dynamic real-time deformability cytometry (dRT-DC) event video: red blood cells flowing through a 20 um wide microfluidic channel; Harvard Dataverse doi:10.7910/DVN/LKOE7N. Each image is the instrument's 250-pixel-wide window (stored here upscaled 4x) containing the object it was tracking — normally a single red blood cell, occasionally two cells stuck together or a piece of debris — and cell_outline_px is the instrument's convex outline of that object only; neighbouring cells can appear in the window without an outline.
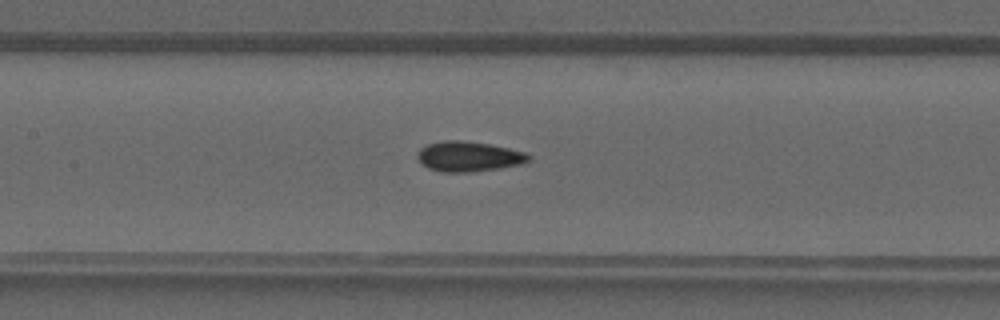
{"species": "common noctule bat (a hibernating species)", "species_latin": "Nyctalus noctula", "temperature_condition": "warm", "stored_images_in_passage": 32, "camera_frame_rate_fps": 3000, "um_per_image_px": 0.085, "animal": {"sex": "male", "forearm_length_mm": 52.5}, "frame": {"image": 1, "passage_image": 19, "time_ms": 6.0, "image_size_px": [1000, 320], "cell_outline_px": [[532, 156], [528, 160], [520, 164], [496, 168], [468, 172], [440, 172], [428, 168], [416, 156], [420, 148], [428, 144], [444, 140], [460, 140], [488, 144], [508, 148], [524, 152]], "centroid_in_image_um": [39.8, 13.29], "position_along_channel_um": 167.6, "area_um2": 19.19}}
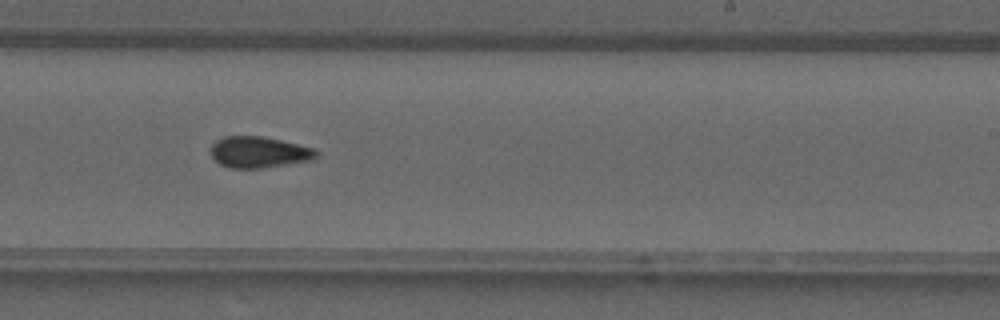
{"frame": {"image": 2, "passage_image": 25, "time_ms": 8.0, "image_size_px": [1000, 320], "cell_outline_px": [[320, 152], [312, 160], [260, 168], [228, 168], [220, 164], [212, 156], [212, 144], [216, 140], [224, 136], [264, 136], [312, 148]], "centroid_in_image_um": [21.99, 12.93], "position_along_channel_um": 267.0, "area_um2": 19.02}}
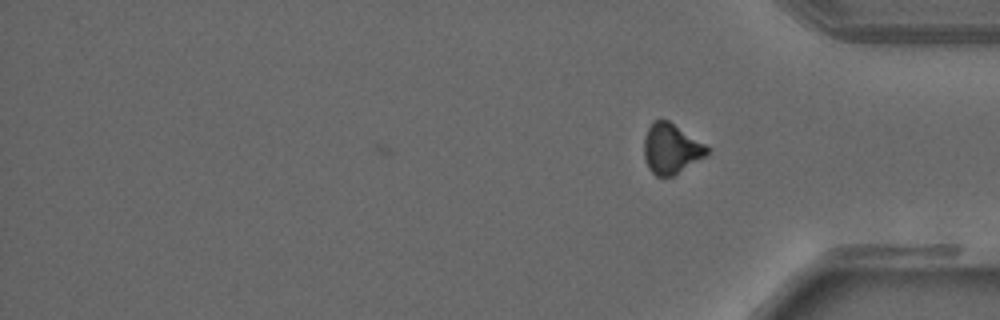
{"frame": {"image": 3, "passage_image": 32, "time_ms": 10.333, "image_size_px": [1000, 320], "cell_outline_px": [[712, 148], [704, 156], [672, 176], [656, 176], [648, 168], [644, 156], [644, 140], [648, 128], [652, 120], [668, 120]], "centroid_in_image_um": [57.03, 12.62], "position_along_channel_um": 378.2, "area_um2": 18.21}}